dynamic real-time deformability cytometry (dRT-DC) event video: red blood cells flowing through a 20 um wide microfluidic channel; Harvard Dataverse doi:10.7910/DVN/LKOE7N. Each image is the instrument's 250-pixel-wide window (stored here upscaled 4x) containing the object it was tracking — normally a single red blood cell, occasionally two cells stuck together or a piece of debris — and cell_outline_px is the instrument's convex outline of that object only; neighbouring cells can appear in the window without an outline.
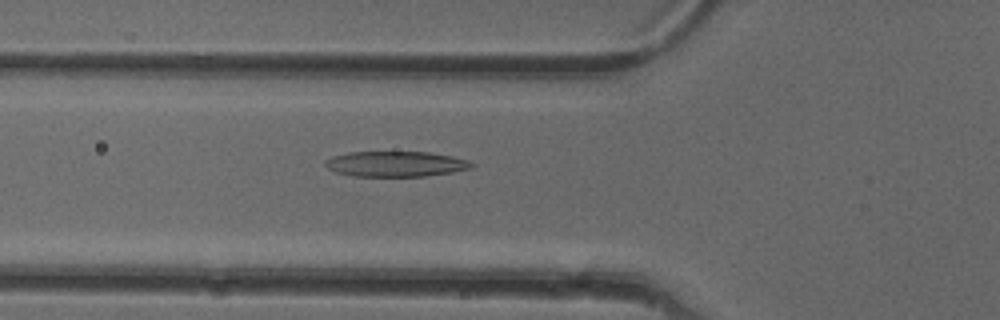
{"species": "common noctule bat (a hibernating species)", "species_latin": "Nyctalus noctula", "temperature_condition": "cold", "stored_images_in_passage": 51, "camera_frame_rate_fps": 3000, "um_per_image_px": 0.085, "animal": {"sex": "female"}, "frame": {"image": 1, "passage_image": 18, "time_ms": 5.667, "image_size_px": [1000, 320], "cell_outline_px": [[476, 164], [472, 168], [452, 172], [424, 176], [352, 176], [336, 172], [328, 168], [324, 164], [324, 160], [332, 156], [348, 152], [428, 152], [452, 156], [468, 160]], "centroid_in_image_um": [33.63, 13.93], "position_along_channel_um": 92.2, "area_um2": 21.73}}
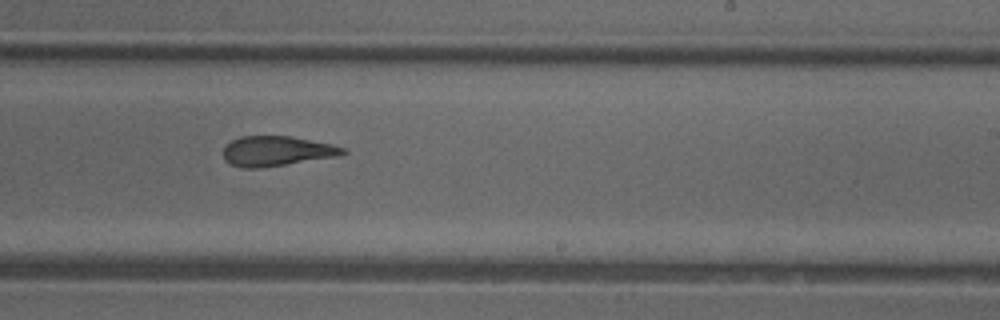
{"frame": {"image": 2, "passage_image": 31, "time_ms": 10.0, "image_size_px": [1000, 320], "cell_outline_px": [[348, 152], [336, 156], [260, 168], [244, 168], [232, 164], [224, 160], [224, 144], [240, 136], [292, 136], [332, 144], [344, 148]], "centroid_in_image_um": [23.48, 12.83], "position_along_channel_um": 265.5, "area_um2": 20.75}}
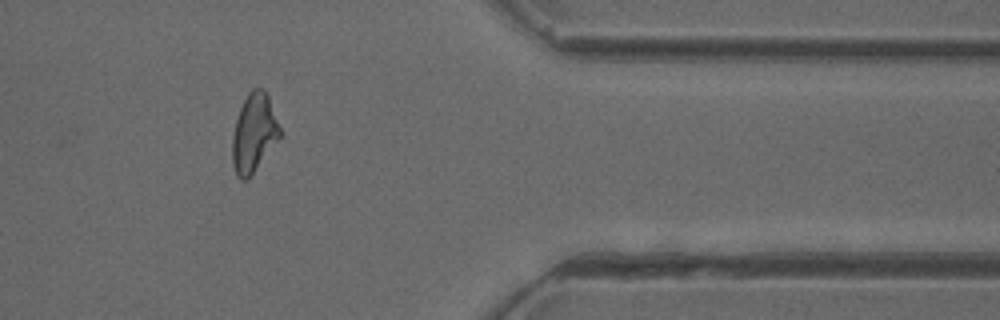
{"frame": {"image": 3, "passage_image": 42, "time_ms": 13.667, "image_size_px": [1000, 320], "cell_outline_px": [[280, 136], [248, 180], [240, 180], [236, 176], [232, 164], [232, 136], [236, 120], [240, 108], [248, 92], [252, 88], [264, 88], [268, 92], [280, 128]], "centroid_in_image_um": [21.57, 11.29], "position_along_channel_um": 389.8, "area_um2": 21.85}, "authors_computed_cell_mechanics": {"area_um2": 22.1374, "velocity_mm_per_s": 3.9947, "shape_relaxation_time_tau1_ms": 5.0513, "shape_relaxation_time_tau2_ms": 2.7926, "deformation_change_tau1": 0.1797, "deformation_change_tau2": 0.1343}}